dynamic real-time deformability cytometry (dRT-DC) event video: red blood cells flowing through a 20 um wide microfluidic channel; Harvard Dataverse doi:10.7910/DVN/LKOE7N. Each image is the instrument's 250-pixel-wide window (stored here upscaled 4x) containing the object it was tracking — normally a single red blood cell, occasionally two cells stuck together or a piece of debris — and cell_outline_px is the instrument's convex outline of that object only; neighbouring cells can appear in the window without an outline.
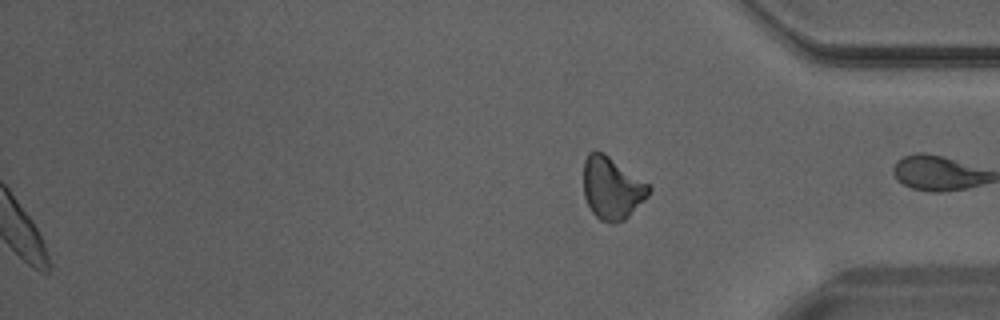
{"species": "Egyptian fruit bat (a non-hibernating species)", "species_latin": "Rousettus aegyptiacus", "temperature_condition": "warm", "stored_images_in_passage": 29, "camera_frame_rate_fps": 3000, "um_per_image_px": 0.085, "animal": {"sex": "male"}, "frame": {"image": 1, "passage_image": 29, "time_ms": 9.333, "image_size_px": [1000, 320], "cell_outline_px": [[652, 188], [648, 196], [624, 220], [612, 224], [600, 220], [592, 212], [584, 196], [584, 160], [588, 152], [596, 148], [604, 152], [648, 184]], "centroid_in_image_um": [51.99, 15.96], "position_along_channel_um": 383.2, "area_um2": 23.76}}